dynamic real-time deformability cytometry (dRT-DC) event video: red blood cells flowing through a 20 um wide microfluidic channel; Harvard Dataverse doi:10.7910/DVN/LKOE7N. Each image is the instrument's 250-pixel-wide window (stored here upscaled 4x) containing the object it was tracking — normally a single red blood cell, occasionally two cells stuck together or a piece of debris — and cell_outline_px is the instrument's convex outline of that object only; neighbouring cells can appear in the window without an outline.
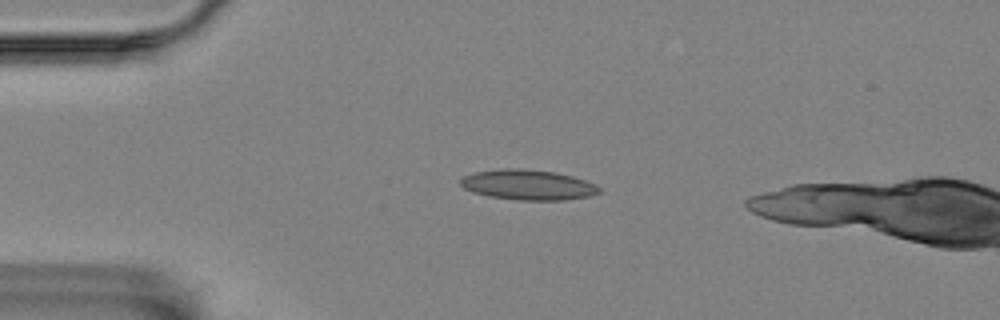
{"species": "Egyptian fruit bat (a non-hibernating species)", "species_latin": "Rousettus aegyptiacus", "temperature_condition": "room temperature", "stored_images_in_passage": 4, "camera_frame_rate_fps": 3000, "um_per_image_px": 0.085, "animal": {"sex": "female"}, "frame": {"image": 1, "passage_image": 3, "time_ms": 2.667, "image_size_px": [1000, 320], "cell_outline_px": [[604, 192], [588, 196], [564, 200], [520, 200], [488, 196], [472, 192], [464, 188], [460, 184], [460, 180], [464, 176], [476, 172], [504, 168], [524, 168], [556, 172], [572, 176], [596, 184]], "centroid_in_image_um": [44.9, 15.71], "position_along_channel_um": 40.1, "area_um2": 24.51}}